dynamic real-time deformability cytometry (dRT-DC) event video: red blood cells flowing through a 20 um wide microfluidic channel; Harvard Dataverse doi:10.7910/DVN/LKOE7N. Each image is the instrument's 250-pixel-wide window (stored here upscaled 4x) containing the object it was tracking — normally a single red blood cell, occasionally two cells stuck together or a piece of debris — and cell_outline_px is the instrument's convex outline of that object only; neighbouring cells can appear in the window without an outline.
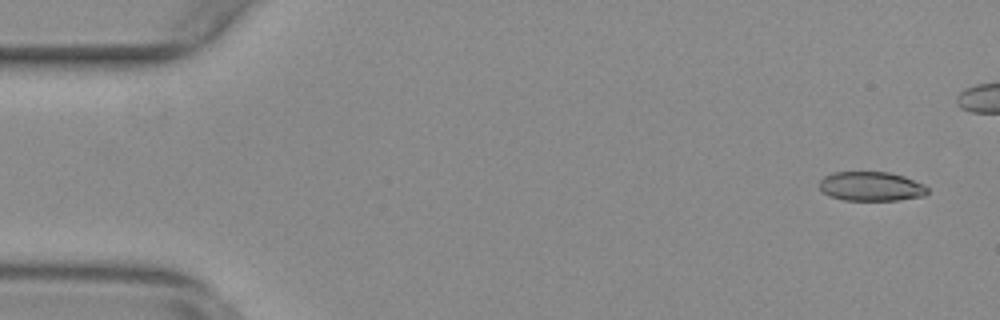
{"species": "common noctule bat (a hibernating species)", "species_latin": "Nyctalus noctula", "temperature_condition": "warm", "stored_images_in_passage": 44, "camera_frame_rate_fps": 3000, "um_per_image_px": 0.085, "animal": {"sex": "female", "body_mass_g": 29.2, "forearm_length_mm": 56.3}, "frame": {"image": 1, "passage_image": 2, "time_ms": 0.333, "image_size_px": [1000, 320], "cell_outline_px": [[928, 192], [924, 196], [896, 200], [844, 200], [832, 196], [824, 192], [820, 188], [820, 180], [824, 176], [832, 172], [888, 172], [904, 176], [924, 184], [928, 188]], "centroid_in_image_um": [74.07, 15.83], "position_along_channel_um": 10.9, "area_um2": 18.38}}
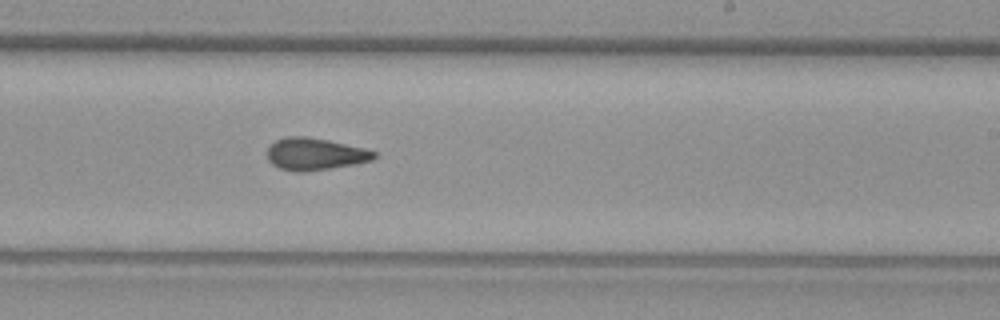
{"frame": {"image": 2, "passage_image": 32, "time_ms": 10.333, "image_size_px": [1000, 320], "cell_outline_px": [[376, 156], [372, 160], [356, 164], [332, 168], [304, 172], [296, 172], [280, 168], [272, 164], [268, 160], [268, 148], [276, 140], [284, 136], [308, 136], [328, 140], [364, 148], [376, 152]], "centroid_in_image_um": [26.77, 13.09], "position_along_channel_um": 262.2, "area_um2": 20.06}}
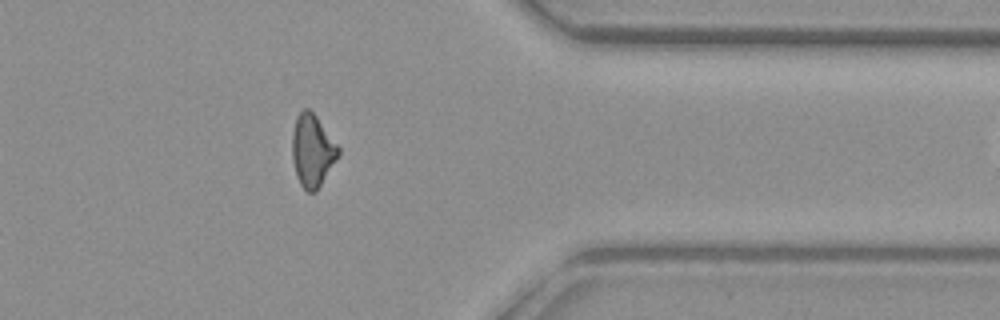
{"frame": {"image": 3, "passage_image": 43, "time_ms": 14.0, "image_size_px": [1000, 320], "cell_outline_px": [[340, 152], [316, 192], [308, 192], [300, 184], [296, 176], [292, 160], [292, 132], [296, 116], [304, 108], [308, 108], [316, 116], [340, 148]], "centroid_in_image_um": [26.52, 12.79], "position_along_channel_um": 384.9, "area_um2": 19.31}}